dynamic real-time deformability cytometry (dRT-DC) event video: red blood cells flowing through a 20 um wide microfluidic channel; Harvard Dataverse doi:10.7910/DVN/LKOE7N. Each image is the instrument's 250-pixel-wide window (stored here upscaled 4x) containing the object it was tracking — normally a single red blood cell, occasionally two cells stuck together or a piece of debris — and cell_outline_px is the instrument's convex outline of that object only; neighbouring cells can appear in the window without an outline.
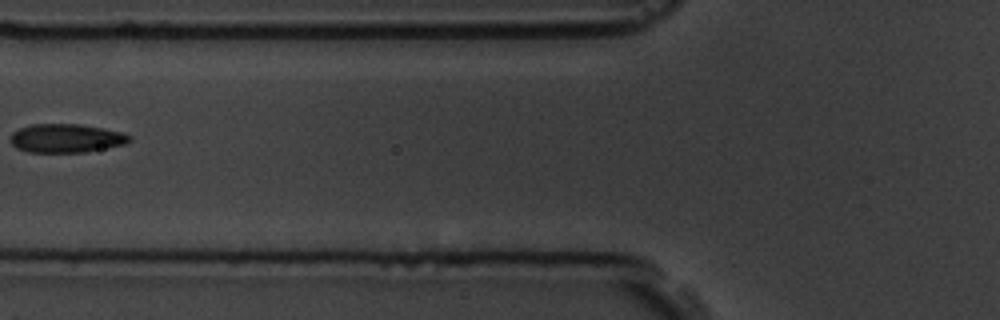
{"species": "common noctule bat (a hibernating species)", "species_latin": "Nyctalus noctula", "temperature_condition": "room temperature", "stored_images_in_passage": 16, "camera_frame_rate_fps": 3000, "um_per_image_px": 0.085, "animal": {"sex": "male", "body_mass_g": 19.5, "forearm_length_mm": 54.6}, "frame": {"image": 1, "passage_image": 7, "time_ms": 8.0, "image_size_px": [1000, 320], "cell_outline_px": [[132, 140], [124, 144], [84, 152], [28, 152], [16, 148], [12, 144], [12, 132], [20, 128], [32, 124], [80, 124], [104, 128], [124, 132], [132, 136]], "centroid_in_image_um": [5.66, 11.74], "position_along_channel_um": 120.1, "area_um2": 19.88}}
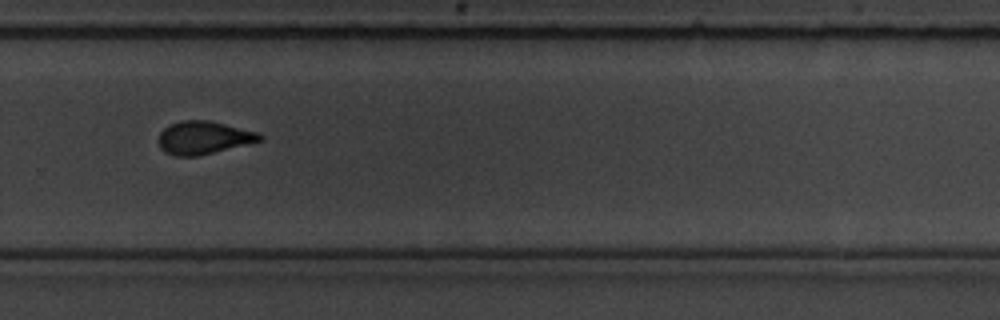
{"frame": {"image": 2, "passage_image": 12, "time_ms": 13.333, "image_size_px": [1000, 320], "cell_outline_px": [[264, 140], [196, 156], [176, 156], [164, 152], [160, 148], [160, 132], [164, 128], [172, 124], [184, 120], [208, 120], [260, 132], [264, 136]], "centroid_in_image_um": [17.35, 11.7], "position_along_channel_um": 312.5, "area_um2": 19.31}, "authors_computed_cell_mechanics": {"area_um2": 18.3226, "velocity_mm_per_s": 3.6006, "shape_relaxation_time_tau1_ms": 7.528, "shape_relaxation_time_tau2_ms": null, "deformation_change_tau1": 0.2341, "deformation_change_tau2": null}}